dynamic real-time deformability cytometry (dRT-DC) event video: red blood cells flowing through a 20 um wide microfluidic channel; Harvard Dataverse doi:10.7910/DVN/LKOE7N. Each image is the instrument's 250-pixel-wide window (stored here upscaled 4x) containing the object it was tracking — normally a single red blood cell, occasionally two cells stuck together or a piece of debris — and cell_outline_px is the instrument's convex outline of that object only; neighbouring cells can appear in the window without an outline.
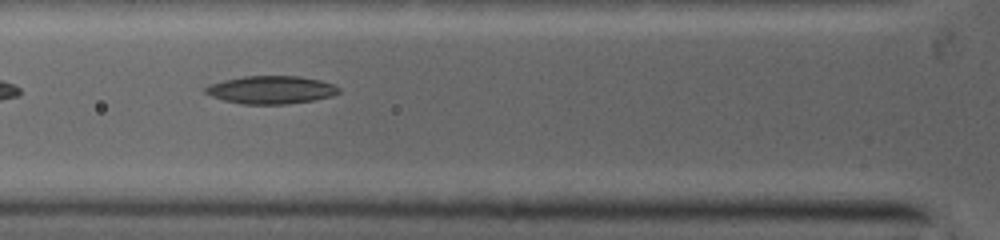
{"species": "common noctule bat (a hibernating species)", "species_latin": "Nyctalus noctula", "temperature_condition": "warm", "stored_images_in_passage": 53, "segment_of_instrument_passage": [1, 2], "camera_frame_rate_fps": 5000, "um_per_image_px": 0.085, "animal": {"sex": "female", "body_mass_g": 19.0, "forearm_length_mm": 53.3}, "frame": {"image": 1, "passage_image": 7, "time_ms": 1.0, "image_size_px": [1000, 240], "cell_outline_px": [[340, 92], [328, 96], [312, 100], [284, 104], [244, 104], [224, 100], [212, 96], [204, 92], [204, 88], [212, 84], [224, 80], [244, 76], [296, 76], [320, 80], [332, 84], [340, 88]], "centroid_in_image_um": [23.02, 7.63], "position_along_channel_um": 102.8, "area_um2": 21.33}}
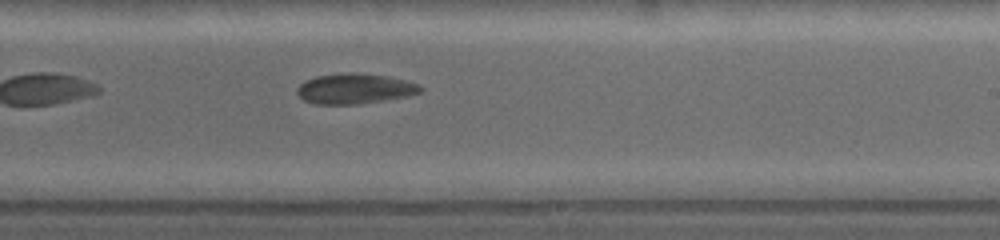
{"frame": {"image": 2, "passage_image": 28, "time_ms": 4.6, "image_size_px": [1000, 240], "cell_outline_px": [[420, 92], [404, 96], [356, 104], [316, 104], [304, 100], [296, 92], [296, 88], [300, 84], [316, 76], [384, 76], [404, 80], [420, 84]], "centroid_in_image_um": [30.11, 7.59], "position_along_channel_um": 258.9, "area_um2": 20.17}}
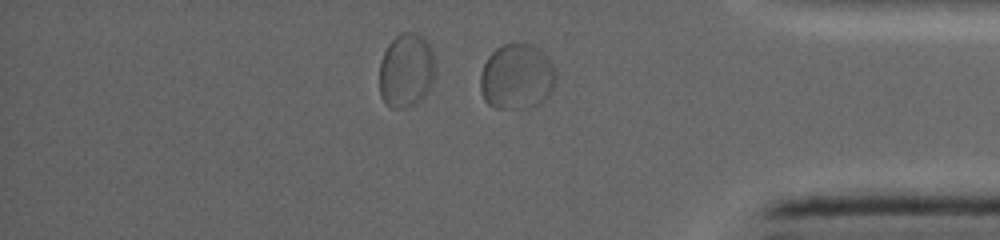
{"frame": {"image": 3, "passage_image": 43, "time_ms": 8.0, "image_size_px": [1000, 240], "cell_outline_px": [[556, 84], [552, 92], [544, 100], [504, 108], [496, 108], [488, 104], [484, 100], [480, 88], [480, 76], [484, 64], [488, 56], [496, 48], [504, 44], [528, 44], [540, 52], [548, 60], [556, 72]], "centroid_in_image_um": [43.89, 6.5], "position_along_channel_um": 391.3, "area_um2": 27.92}}